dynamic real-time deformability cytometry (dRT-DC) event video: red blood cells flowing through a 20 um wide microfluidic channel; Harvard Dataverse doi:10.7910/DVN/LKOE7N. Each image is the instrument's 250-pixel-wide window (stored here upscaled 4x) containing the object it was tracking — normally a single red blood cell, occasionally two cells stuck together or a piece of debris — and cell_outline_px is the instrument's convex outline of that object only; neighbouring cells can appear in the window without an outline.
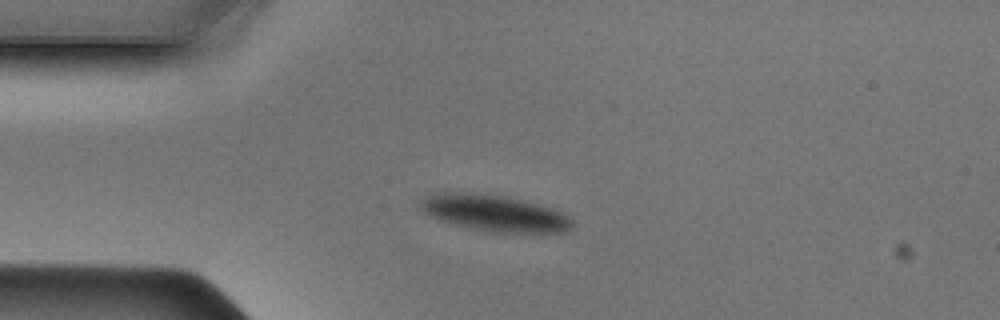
{"species": "Egyptian fruit bat (a non-hibernating species)", "species_latin": "Rousettus aegyptiacus", "temperature_condition": "cold", "stored_images_in_passage": 38, "camera_frame_rate_fps": 3000, "um_per_image_px": 0.085, "animal": {"sex": "male"}, "frame": {"image": 1, "passage_image": 1, "time_ms": 0.0, "image_size_px": [1000, 320], "cell_outline_px": [[572, 228], [564, 232], [492, 232], [472, 228], [456, 224], [432, 216], [424, 212], [420, 208], [420, 204], [428, 196], [436, 192], [468, 192], [500, 196], [520, 200], [556, 208], [568, 216], [572, 220]], "centroid_in_image_um": [42.08, 18.11], "position_along_channel_um": 42.9, "area_um2": 31.56}}
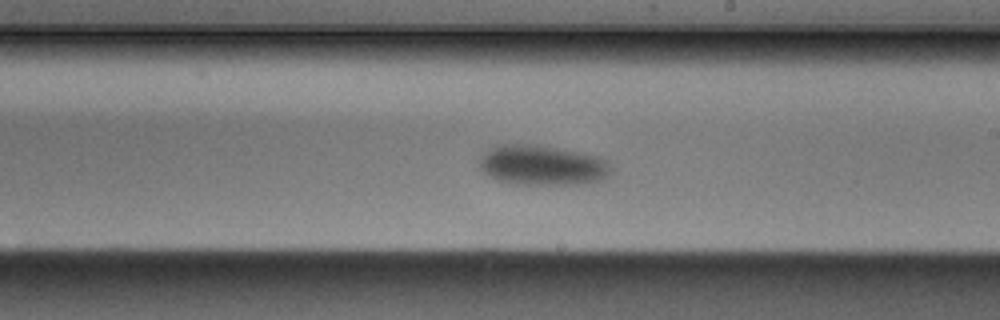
{"frame": {"image": 2, "passage_image": 17, "time_ms": 5.333, "image_size_px": [1000, 320], "cell_outline_px": [[612, 172], [608, 176], [600, 180], [588, 184], [516, 184], [496, 180], [488, 176], [476, 164], [496, 144], [532, 144], [580, 152], [600, 156], [608, 160], [612, 168]], "centroid_in_image_um": [46.14, 14.05], "position_along_channel_um": 242.9, "area_um2": 30.98}}
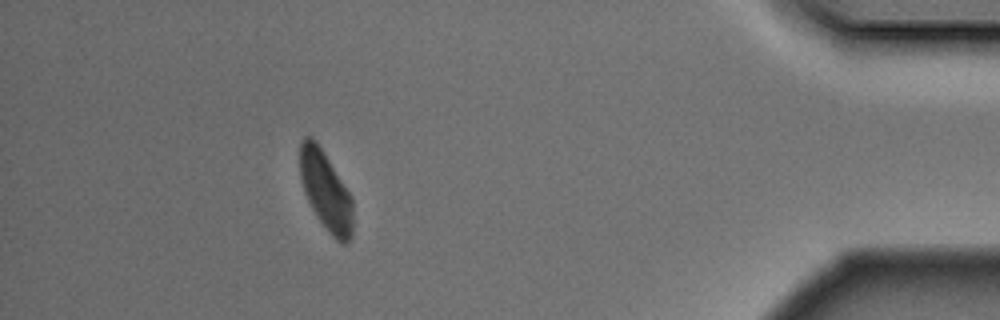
{"frame": {"image": 3, "passage_image": 33, "time_ms": 10.667, "image_size_px": [1000, 320], "cell_outline_px": [[352, 236], [344, 244], [340, 244], [328, 232], [316, 216], [304, 192], [300, 176], [300, 140], [304, 136], [312, 136], [316, 140], [324, 152], [352, 196]], "centroid_in_image_um": [27.68, 16.21], "position_along_channel_um": 407.5, "area_um2": 24.51}}